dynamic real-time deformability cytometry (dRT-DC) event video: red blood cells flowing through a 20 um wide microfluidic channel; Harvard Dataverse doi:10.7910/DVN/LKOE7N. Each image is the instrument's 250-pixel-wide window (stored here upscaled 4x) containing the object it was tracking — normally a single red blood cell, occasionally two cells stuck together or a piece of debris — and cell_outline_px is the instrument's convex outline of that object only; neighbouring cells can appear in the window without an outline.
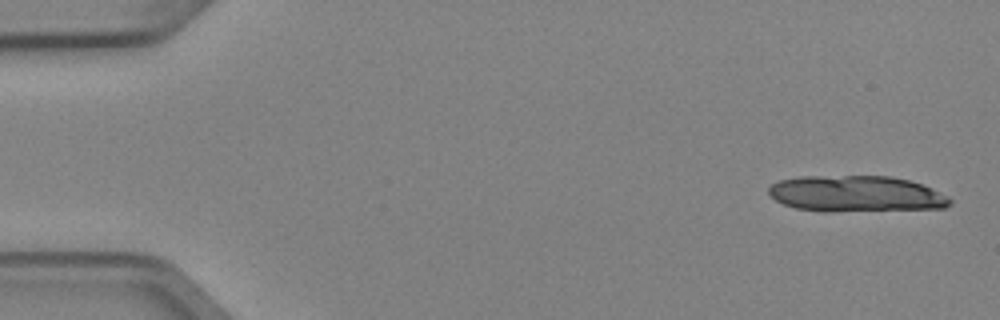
{"species": "Egyptian fruit bat (a non-hibernating species)", "species_latin": "Rousettus aegyptiacus", "temperature_condition": "cold", "stored_images_in_passage": 5, "segment_of_instrument_passage": [1, 2], "camera_frame_rate_fps": 3000, "um_per_image_px": 0.085, "animal": {"sex": "female"}, "frame": {"image": 1, "passage_image": 1, "time_ms": 0.0, "image_size_px": [1000, 320], "cell_outline_px": [[952, 204], [944, 208], [828, 212], [824, 212], [796, 208], [784, 204], [776, 200], [768, 192], [768, 188], [772, 184], [780, 180], [796, 176], [892, 176], [908, 180], [932, 188], [948, 196], [952, 200]], "centroid_in_image_um": [72.77, 16.48], "position_along_channel_um": 12.2, "area_um2": 38.44}}